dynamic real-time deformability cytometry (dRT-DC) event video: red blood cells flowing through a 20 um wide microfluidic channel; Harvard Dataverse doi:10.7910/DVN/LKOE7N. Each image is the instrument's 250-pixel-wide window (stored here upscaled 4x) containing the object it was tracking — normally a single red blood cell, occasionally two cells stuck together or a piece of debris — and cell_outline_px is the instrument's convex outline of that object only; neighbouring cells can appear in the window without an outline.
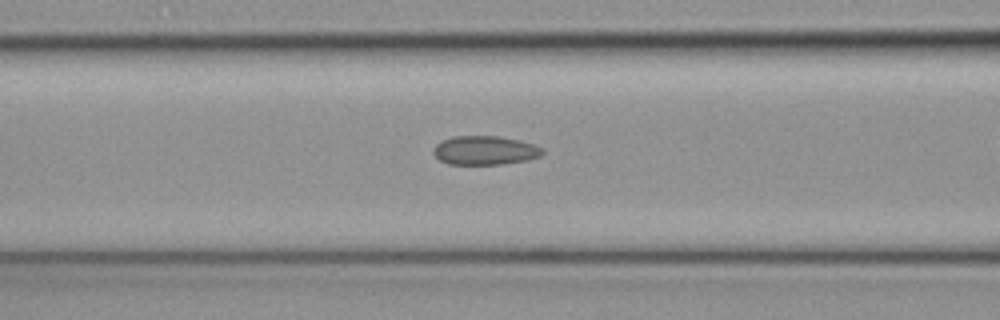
{"species": "common noctule bat (a hibernating species)", "species_latin": "Nyctalus noctula", "temperature_condition": "cold", "stored_images_in_passage": 39, "camera_frame_rate_fps": 3000, "um_per_image_px": 0.085, "animal": {"sex": "female", "body_mass_g": 19.3, "forearm_length_mm": 54.1}, "frame": {"image": 1, "passage_image": 20, "time_ms": 6.333, "image_size_px": [1000, 320], "cell_outline_px": [[544, 152], [540, 156], [528, 160], [500, 164], [448, 164], [440, 160], [432, 152], [436, 144], [452, 136], [496, 136], [520, 140], [544, 148]], "centroid_in_image_um": [41.23, 12.78], "position_along_channel_um": 125.4, "area_um2": 18.32}}
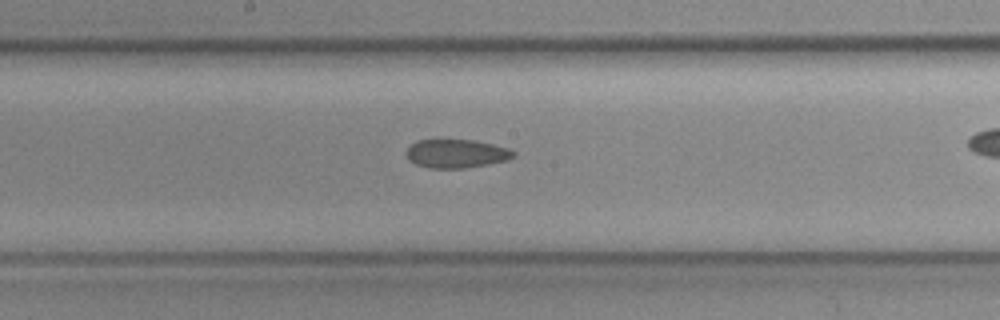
{"frame": {"image": 2, "passage_image": 26, "time_ms": 8.333, "image_size_px": [1000, 320], "cell_outline_px": [[516, 156], [504, 160], [488, 164], [464, 168], [432, 168], [416, 164], [408, 156], [408, 148], [416, 140], [476, 140], [508, 148], [516, 152]], "centroid_in_image_um": [38.84, 13.05], "position_along_channel_um": 209.4, "area_um2": 17.51}}
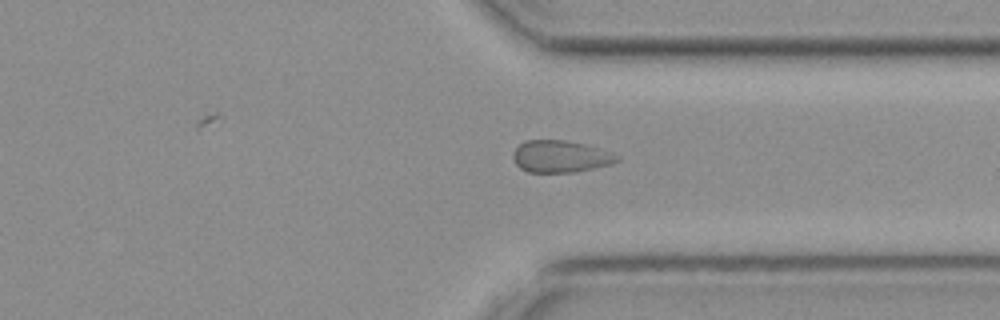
{"frame": {"image": 3, "passage_image": 37, "time_ms": 12.0, "image_size_px": [1000, 320], "cell_outline_px": [[620, 160], [608, 164], [576, 172], [528, 172], [520, 168], [516, 164], [512, 156], [516, 148], [524, 140], [564, 140], [584, 144], [620, 156]], "centroid_in_image_um": [47.59, 13.3], "position_along_channel_um": 363.8, "area_um2": 19.07}}